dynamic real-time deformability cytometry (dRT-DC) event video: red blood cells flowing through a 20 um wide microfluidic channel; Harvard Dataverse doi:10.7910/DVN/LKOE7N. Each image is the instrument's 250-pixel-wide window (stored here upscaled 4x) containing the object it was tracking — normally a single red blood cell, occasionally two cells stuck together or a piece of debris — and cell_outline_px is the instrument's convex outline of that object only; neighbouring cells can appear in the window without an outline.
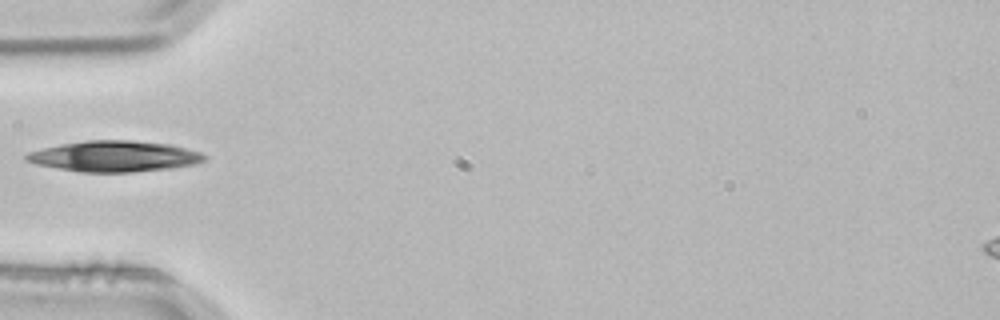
{"species": "common noctule bat (a hibernating species)", "species_latin": "Nyctalus noctula", "temperature_condition": "room temperature", "stored_images_in_passage": 2, "camera_frame_rate_fps": 3000, "um_per_image_px": 0.085, "animal": {"sex": "male", "body_mass_g": 21.5, "forearm_length_mm": 52.0}, "frame": {"image": 1, "passage_image": 2, "time_ms": 0.333, "image_size_px": [1000, 320], "cell_outline_px": [[208, 156], [204, 160], [192, 164], [172, 168], [132, 172], [80, 172], [36, 164], [24, 160], [24, 156], [28, 152], [60, 144], [84, 140], [132, 140], [168, 144], [200, 152]], "centroid_in_image_um": [9.69, 13.28], "position_along_channel_um": 75.3, "area_um2": 31.91}}